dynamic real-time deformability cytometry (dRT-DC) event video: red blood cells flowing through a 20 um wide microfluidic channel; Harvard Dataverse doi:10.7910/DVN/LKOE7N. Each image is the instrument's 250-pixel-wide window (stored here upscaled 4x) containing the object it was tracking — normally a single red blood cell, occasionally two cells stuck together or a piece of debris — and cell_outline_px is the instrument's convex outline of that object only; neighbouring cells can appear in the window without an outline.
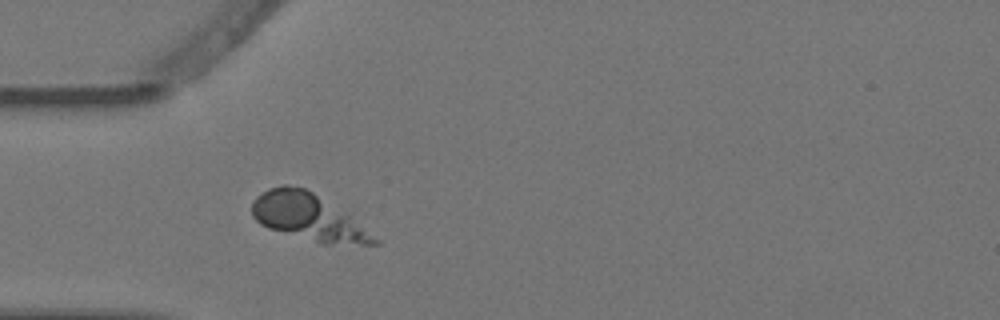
{"species": "Egyptian fruit bat (a non-hibernating species)", "species_latin": "Rousettus aegyptiacus", "temperature_condition": "warm", "stored_images_in_passage": 4, "segment_of_instrument_passage": [2, 2], "camera_frame_rate_fps": 3000, "um_per_image_px": 0.085, "animal": {"sex": "female"}, "frame": {"image": 1, "passage_image": 4, "time_ms": 1.0, "image_size_px": [1000, 320], "cell_outline_px": [[380, 244], [320, 244], [268, 228], [260, 224], [252, 216], [252, 200], [256, 196], [268, 188], [280, 184], [288, 184], [304, 188], [352, 212], [380, 240]], "centroid_in_image_um": [26.29, 18.44], "position_along_channel_um": 58.7, "area_um2": 34.51}}